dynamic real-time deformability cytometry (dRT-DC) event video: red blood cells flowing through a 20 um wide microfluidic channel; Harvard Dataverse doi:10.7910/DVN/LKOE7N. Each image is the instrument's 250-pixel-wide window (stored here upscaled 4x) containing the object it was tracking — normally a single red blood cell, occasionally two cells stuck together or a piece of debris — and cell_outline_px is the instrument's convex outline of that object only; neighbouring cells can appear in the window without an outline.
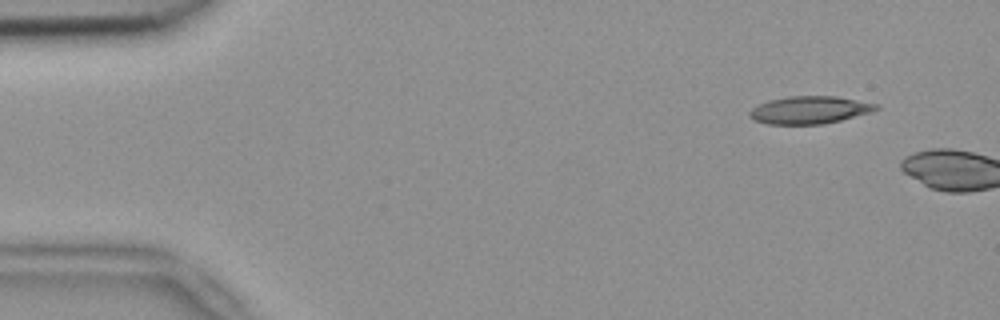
{"species": "common noctule bat (a hibernating species)", "species_latin": "Nyctalus noctula", "temperature_condition": "room temperature", "stored_images_in_passage": 3, "camera_frame_rate_fps": 3000, "um_per_image_px": 0.085, "animal": {"sex": "female", "body_mass_g": 18.4}, "frame": {"image": 1, "passage_image": 2, "time_ms": 0.333, "image_size_px": [1000, 320], "cell_outline_px": [[880, 108], [868, 112], [840, 120], [820, 124], [768, 124], [752, 120], [748, 116], [748, 112], [752, 108], [768, 100], [788, 96], [836, 96], [880, 104]], "centroid_in_image_um": [68.77, 9.34], "position_along_channel_um": 16.2, "area_um2": 20.29}}